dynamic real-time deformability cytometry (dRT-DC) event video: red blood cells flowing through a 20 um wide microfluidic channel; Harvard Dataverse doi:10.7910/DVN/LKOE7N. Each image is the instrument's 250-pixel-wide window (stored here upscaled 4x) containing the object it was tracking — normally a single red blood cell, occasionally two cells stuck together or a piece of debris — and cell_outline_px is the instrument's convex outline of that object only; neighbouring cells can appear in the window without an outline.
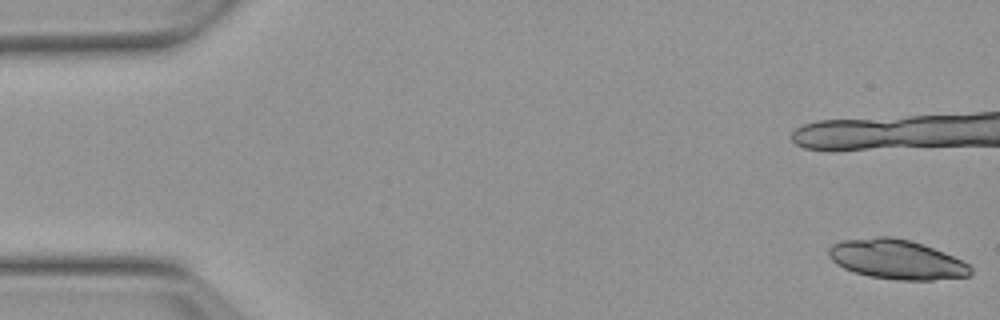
{"species": "Egyptian fruit bat (a non-hibernating species)", "species_latin": "Rousettus aegyptiacus", "temperature_condition": "warm", "stored_images_in_passage": 16, "camera_frame_rate_fps": 3000, "um_per_image_px": 0.085, "animal": {"sex": "female"}, "frame": {"image": 1, "passage_image": 1, "time_ms": 0.0, "image_size_px": [1000, 320], "cell_outline_px": [[972, 276], [932, 280], [900, 280], [868, 276], [852, 272], [836, 264], [828, 256], [828, 248], [832, 244], [840, 240], [876, 236], [892, 236], [924, 244], [944, 252], [968, 264], [972, 268]], "centroid_in_image_um": [76.19, 22.04], "position_along_channel_um": 8.8, "area_um2": 33.0}}